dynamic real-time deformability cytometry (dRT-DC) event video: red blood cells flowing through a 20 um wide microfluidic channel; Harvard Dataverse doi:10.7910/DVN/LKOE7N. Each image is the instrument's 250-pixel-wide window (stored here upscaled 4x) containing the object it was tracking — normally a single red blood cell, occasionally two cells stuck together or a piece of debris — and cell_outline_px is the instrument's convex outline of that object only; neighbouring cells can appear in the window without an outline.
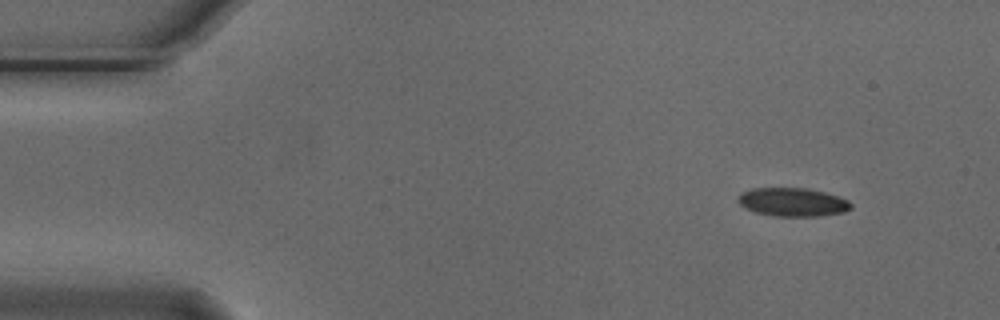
{"species": "Egyptian fruit bat (a non-hibernating species)", "species_latin": "Rousettus aegyptiacus", "temperature_condition": "cold", "stored_images_in_passage": 3, "camera_frame_rate_fps": 3000, "um_per_image_px": 0.085, "animal": {"sex": "male"}, "frame": {"image": 1, "passage_image": 1, "time_ms": 0.0, "image_size_px": [1000, 320], "cell_outline_px": [[852, 208], [844, 212], [820, 216], [776, 216], [756, 212], [744, 208], [736, 200], [736, 196], [740, 192], [752, 188], [804, 188], [824, 192], [848, 200], [852, 204]], "centroid_in_image_um": [67.33, 17.17], "position_along_channel_um": 17.7, "area_um2": 18.84}}
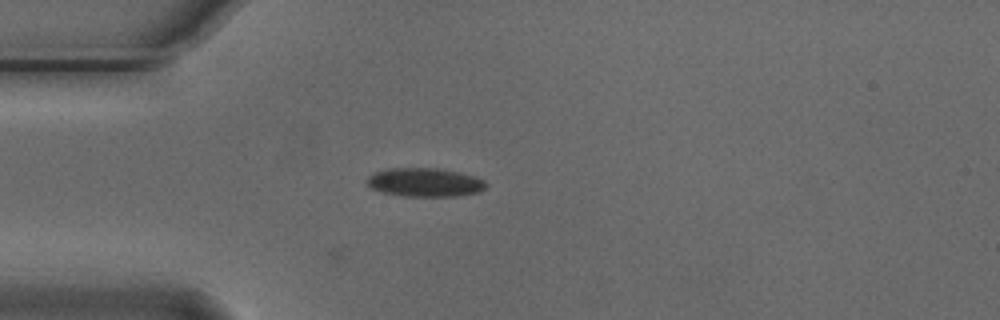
{"frame": {"image": 2, "passage_image": 3, "time_ms": 0.667, "image_size_px": [1000, 320], "cell_outline_px": [[488, 184], [480, 192], [456, 196], [404, 196], [384, 192], [372, 188], [364, 180], [368, 176], [376, 172], [388, 168], [440, 168], [460, 172], [484, 180]], "centroid_in_image_um": [36.12, 15.49], "position_along_channel_um": 48.9, "area_um2": 19.88}}